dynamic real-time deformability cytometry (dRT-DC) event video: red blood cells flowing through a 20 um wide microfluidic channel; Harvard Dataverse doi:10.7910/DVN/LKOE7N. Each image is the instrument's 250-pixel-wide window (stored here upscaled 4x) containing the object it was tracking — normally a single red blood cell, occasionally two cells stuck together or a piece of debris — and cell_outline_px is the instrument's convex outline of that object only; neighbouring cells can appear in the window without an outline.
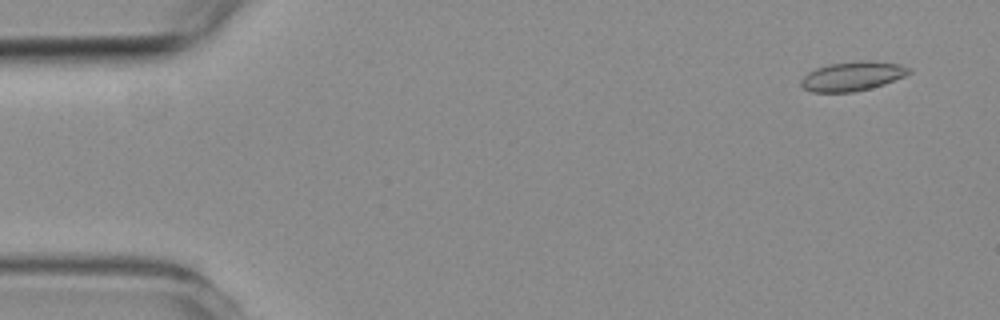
{"species": "common noctule bat (a hibernating species)", "species_latin": "Nyctalus noctula", "temperature_condition": "room temperature", "stored_images_in_passage": 4, "camera_frame_rate_fps": 3000, "um_per_image_px": 0.085, "animal": {"sex": "female", "body_mass_g": 19.3, "forearm_length_mm": 54.1}, "frame": {"image": 1, "passage_image": 1, "time_ms": 0.0, "image_size_px": [1000, 320], "cell_outline_px": [[912, 72], [904, 76], [884, 84], [852, 92], [812, 92], [804, 88], [800, 84], [800, 80], [808, 72], [816, 68], [828, 64], [868, 60], [900, 64], [912, 68]], "centroid_in_image_um": [72.46, 6.47], "position_along_channel_um": 12.5, "area_um2": 18.32}}